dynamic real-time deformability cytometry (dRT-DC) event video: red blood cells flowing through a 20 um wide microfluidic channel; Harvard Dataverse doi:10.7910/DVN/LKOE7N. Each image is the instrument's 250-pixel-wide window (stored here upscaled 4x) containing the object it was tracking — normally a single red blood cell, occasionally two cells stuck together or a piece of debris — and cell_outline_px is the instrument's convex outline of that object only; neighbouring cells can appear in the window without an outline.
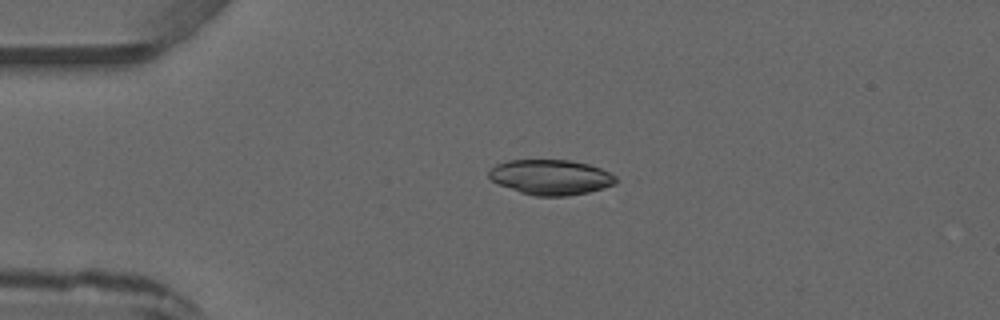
{"species": "common noctule bat (a hibernating species)", "species_latin": "Nyctalus noctula", "temperature_condition": "warm", "stored_images_in_passage": 3, "camera_frame_rate_fps": 3000, "um_per_image_px": 0.085, "animal": {"sex": "male", "forearm_length_mm": 52.5}, "frame": {"image": 1, "passage_image": 1, "time_ms": 0.0, "image_size_px": [1000, 320], "cell_outline_px": [[616, 184], [604, 188], [588, 192], [568, 196], [536, 196], [520, 192], [496, 184], [488, 176], [488, 172], [496, 164], [508, 160], [568, 160], [588, 164], [600, 168], [616, 176]], "centroid_in_image_um": [46.8, 15.06], "position_along_channel_um": 38.2, "area_um2": 26.07}}
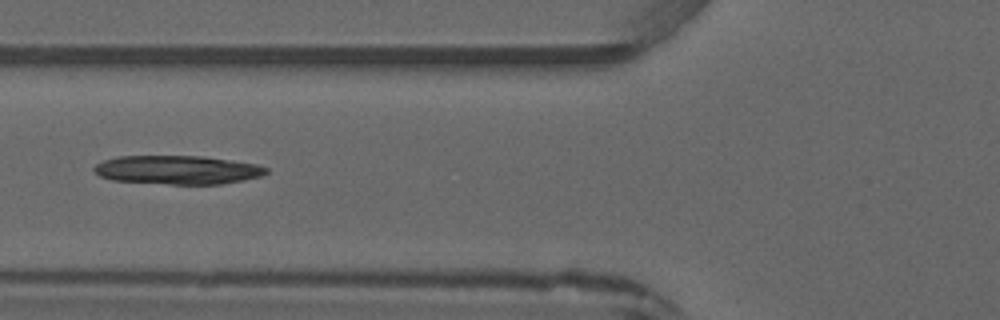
{"frame": {"image": 2, "passage_image": 3, "time_ms": 2.333, "image_size_px": [1000, 320], "cell_outline_px": [[268, 172], [264, 176], [244, 180], [220, 184], [168, 184], [112, 180], [100, 176], [92, 168], [96, 164], [104, 160], [116, 156], [200, 156], [256, 164], [268, 168]], "centroid_in_image_um": [15.09, 14.44], "position_along_channel_um": 110.7, "area_um2": 28.78}}